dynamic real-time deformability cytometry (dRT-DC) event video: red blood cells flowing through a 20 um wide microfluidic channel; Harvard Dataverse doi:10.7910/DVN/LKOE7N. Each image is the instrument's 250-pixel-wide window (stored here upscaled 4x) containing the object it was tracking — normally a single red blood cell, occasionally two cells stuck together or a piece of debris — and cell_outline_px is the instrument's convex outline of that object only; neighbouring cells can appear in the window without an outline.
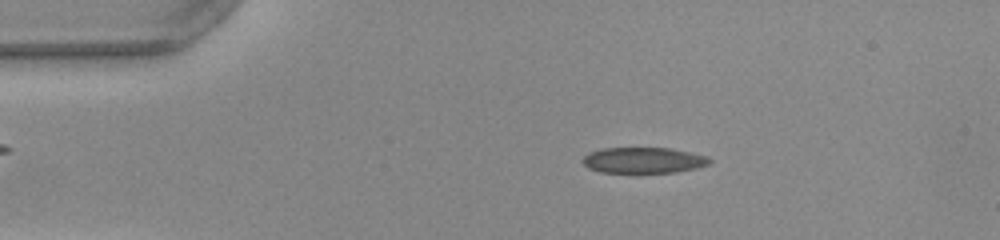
{"species": "common noctule bat (a hibernating species)", "species_latin": "Nyctalus noctula", "temperature_condition": "warm", "stored_images_in_passage": 42, "camera_frame_rate_fps": 3000, "um_per_image_px": 0.085, "animal": {"sex": "female", "body_mass_g": 22.0, "forearm_length_mm": 56.7}, "frame": {"image": 1, "passage_image": 1, "time_ms": 0.0, "image_size_px": [1000, 240], "cell_outline_px": [[712, 164], [696, 168], [676, 172], [600, 172], [588, 168], [584, 164], [584, 156], [588, 152], [604, 148], [672, 148], [708, 156], [712, 160]], "centroid_in_image_um": [54.75, 13.61], "position_along_channel_um": 30.3, "area_um2": 19.13}}
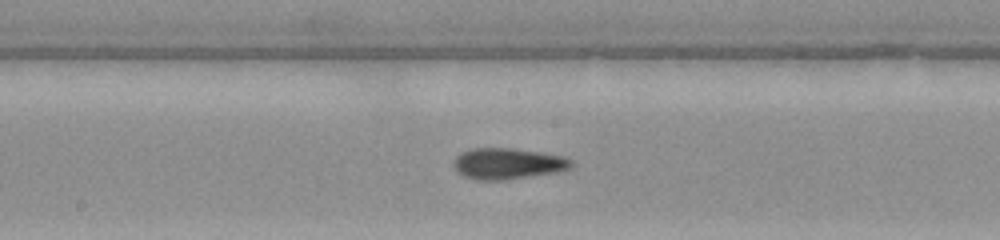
{"frame": {"image": 2, "passage_image": 18, "time_ms": 5.667, "image_size_px": [1000, 240], "cell_outline_px": [[572, 164], [568, 168], [556, 172], [504, 180], [476, 180], [464, 176], [456, 172], [452, 164], [456, 156], [460, 152], [472, 148], [512, 148], [564, 156], [572, 160]], "centroid_in_image_um": [43.09, 13.9], "position_along_channel_um": 205.1, "area_um2": 21.33}}
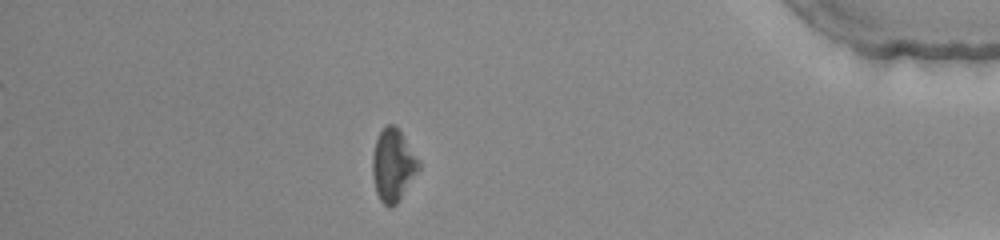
{"frame": {"image": 3, "passage_image": 36, "time_ms": 11.667, "image_size_px": [1000, 240], "cell_outline_px": [[420, 168], [396, 204], [392, 208], [388, 208], [380, 200], [376, 192], [372, 176], [372, 156], [376, 140], [380, 132], [388, 124], [396, 124], [420, 164]], "centroid_in_image_um": [33.38, 14.06], "position_along_channel_um": 401.8, "area_um2": 19.25}, "authors_computed_cell_mechanics": {"area_um2": 20.2589, "velocity_mm_per_s": 3.983, "shape_relaxation_time_tau1_ms": 4.7591, "shape_relaxation_time_tau2_ms": 4.84, "deformation_change_tau1": 0.1061, "deformation_change_tau2": 0.124}}